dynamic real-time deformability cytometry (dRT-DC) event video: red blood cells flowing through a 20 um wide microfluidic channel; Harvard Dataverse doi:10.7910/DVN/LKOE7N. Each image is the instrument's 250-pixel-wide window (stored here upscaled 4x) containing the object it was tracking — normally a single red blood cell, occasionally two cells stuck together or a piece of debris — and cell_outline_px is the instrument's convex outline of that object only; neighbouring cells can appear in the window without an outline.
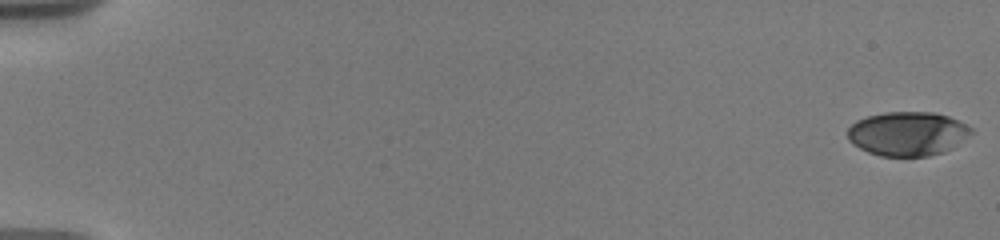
{"species": "human", "species_latin": "Homo sapiens", "temperature_condition": "warm", "stored_images_in_passage": 8, "camera_frame_rate_fps": 3000, "um_per_image_px": 0.085, "donor": {"sex": "male"}, "frame": {"image": 1, "passage_image": 1, "time_ms": 0.0, "image_size_px": [1000, 240], "cell_outline_px": [[976, 132], [952, 148], [944, 152], [928, 156], [880, 156], [868, 152], [852, 144], [848, 140], [848, 128], [856, 120], [868, 116], [884, 112], [932, 112], [948, 116], [972, 128]], "centroid_in_image_um": [77.16, 11.37], "position_along_channel_um": 7.8, "area_um2": 31.91}}
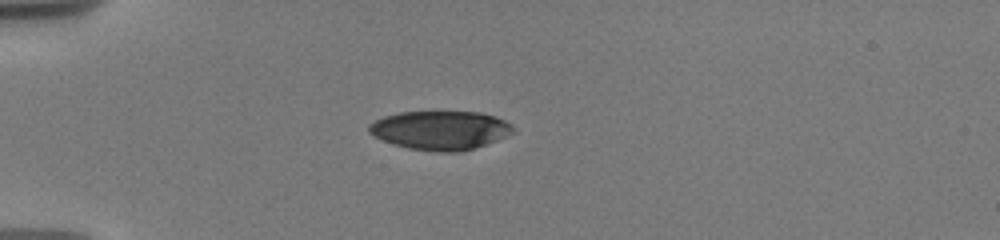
{"frame": {"image": 2, "passage_image": 7, "time_ms": 5.333, "image_size_px": [1000, 240], "cell_outline_px": [[516, 132], [508, 136], [476, 148], [460, 152], [436, 152], [408, 148], [392, 144], [368, 132], [368, 124], [384, 116], [400, 112], [480, 112], [496, 116], [512, 124], [516, 128]], "centroid_in_image_um": [37.49, 11.08], "position_along_channel_um": 47.5, "area_um2": 32.95}}